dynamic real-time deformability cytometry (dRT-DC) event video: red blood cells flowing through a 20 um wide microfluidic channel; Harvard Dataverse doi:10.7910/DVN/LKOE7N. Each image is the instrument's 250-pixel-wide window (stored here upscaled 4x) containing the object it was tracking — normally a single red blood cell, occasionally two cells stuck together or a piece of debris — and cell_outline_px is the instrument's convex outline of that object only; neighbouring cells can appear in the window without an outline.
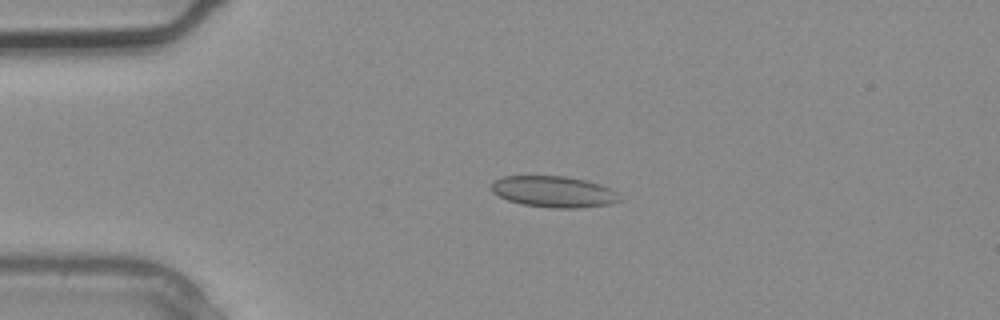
{"species": "common noctule bat (a hibernating species)", "species_latin": "Nyctalus noctula", "temperature_condition": "warm", "stored_images_in_passage": 1, "camera_frame_rate_fps": 3000, "um_per_image_px": 0.085, "animal": {"sex": "male", "body_mass_g": 20.4}, "frame": {"image": 1, "passage_image": 1, "time_ms": 0.0, "image_size_px": [1000, 320], "cell_outline_px": [[620, 200], [612, 204], [580, 208], [552, 208], [520, 204], [508, 200], [492, 192], [492, 180], [504, 176], [564, 176], [584, 180], [600, 184], [612, 188], [620, 192]], "centroid_in_image_um": [47.11, 16.3], "position_along_channel_um": 37.9, "area_um2": 23.58}}